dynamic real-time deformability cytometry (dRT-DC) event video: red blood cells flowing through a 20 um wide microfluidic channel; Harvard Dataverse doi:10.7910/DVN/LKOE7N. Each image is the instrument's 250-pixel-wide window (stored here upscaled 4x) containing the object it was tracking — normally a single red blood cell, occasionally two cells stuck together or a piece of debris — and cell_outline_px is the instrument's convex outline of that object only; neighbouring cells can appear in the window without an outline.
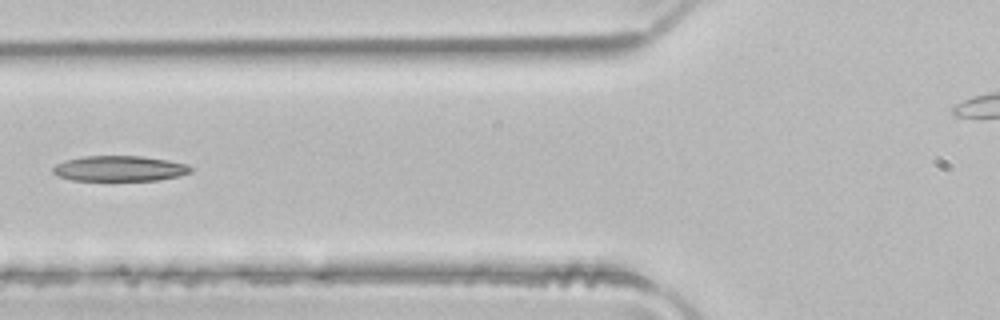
{"species": "common noctule bat (a hibernating species)", "species_latin": "Nyctalus noctula", "temperature_condition": "room temperature", "stored_images_in_passage": 5, "camera_frame_rate_fps": 3000, "um_per_image_px": 0.085, "animal": {"sex": "male", "body_mass_g": 21.5, "forearm_length_mm": 52.0}, "frame": {"image": 1, "passage_image": 5, "time_ms": 1.333, "image_size_px": [1000, 320], "cell_outline_px": [[192, 172], [180, 176], [160, 180], [72, 180], [60, 176], [52, 172], [52, 168], [56, 164], [64, 160], [84, 156], [144, 156], [168, 160], [188, 164], [192, 168]], "centroid_in_image_um": [10.2, 14.32], "position_along_channel_um": 115.6, "area_um2": 20.52}}